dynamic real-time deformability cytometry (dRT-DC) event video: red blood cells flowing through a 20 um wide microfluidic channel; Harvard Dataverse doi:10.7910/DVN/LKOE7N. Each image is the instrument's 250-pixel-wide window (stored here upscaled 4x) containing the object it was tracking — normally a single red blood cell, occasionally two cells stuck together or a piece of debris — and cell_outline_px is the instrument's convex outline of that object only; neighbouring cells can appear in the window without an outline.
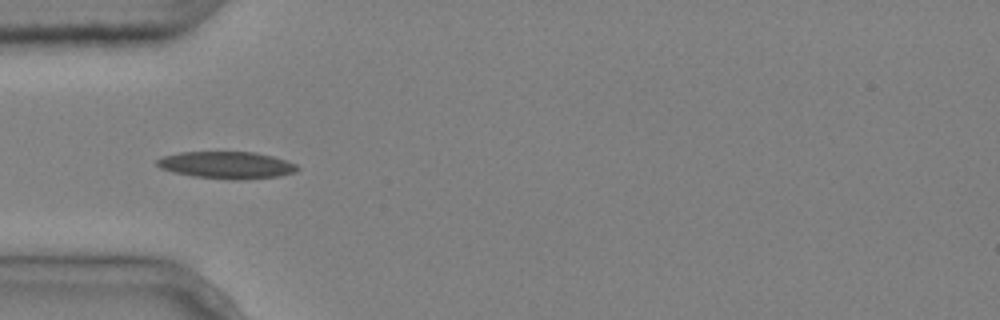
{"species": "common noctule bat (a hibernating species)", "species_latin": "Nyctalus noctula", "temperature_condition": "cold", "stored_images_in_passage": 5, "camera_frame_rate_fps": 3000, "um_per_image_px": 0.085, "animal": {"sex": "male", "body_mass_g": 20.4}, "frame": {"image": 1, "passage_image": 1, "time_ms": 0.0, "image_size_px": [1000, 320], "cell_outline_px": [[300, 168], [296, 172], [280, 176], [244, 180], [232, 180], [192, 176], [172, 172], [160, 168], [156, 164], [156, 160], [164, 156], [180, 152], [256, 152], [272, 156], [296, 164]], "centroid_in_image_um": [19.28, 14.04], "position_along_channel_um": 65.7, "area_um2": 22.31}}
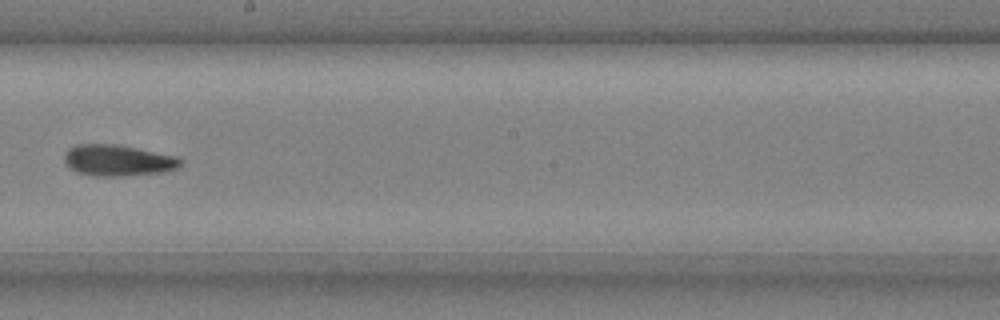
{"frame": {"image": 2, "passage_image": 5, "time_ms": 1.333, "image_size_px": [1000, 320], "cell_outline_px": [[184, 160], [180, 168], [168, 172], [120, 176], [96, 176], [76, 172], [64, 160], [64, 152], [68, 148], [76, 144], [116, 144], [176, 156]], "centroid_in_image_um": [10.07, 13.64], "position_along_channel_um": 238.1, "area_um2": 21.33}}